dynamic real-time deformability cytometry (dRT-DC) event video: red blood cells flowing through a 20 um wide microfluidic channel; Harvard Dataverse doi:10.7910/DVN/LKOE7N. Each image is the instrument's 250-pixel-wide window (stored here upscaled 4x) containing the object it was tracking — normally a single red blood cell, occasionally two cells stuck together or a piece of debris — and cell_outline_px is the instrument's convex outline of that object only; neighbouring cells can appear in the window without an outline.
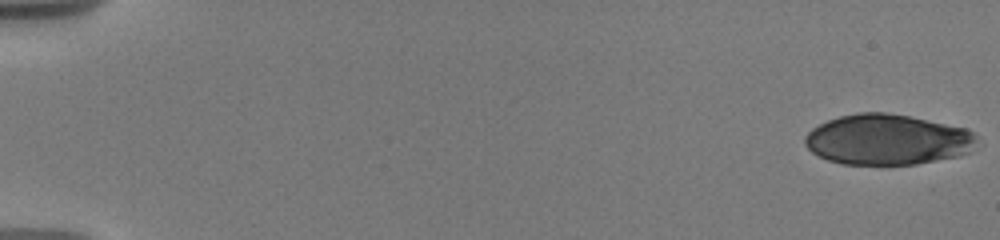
{"species": "human", "species_latin": "Homo sapiens", "temperature_condition": "warm", "stored_images_in_passage": 15, "camera_frame_rate_fps": 3000, "um_per_image_px": 0.085, "donor": {"sex": "male"}, "frame": {"image": 1, "passage_image": 1, "time_ms": 0.0, "image_size_px": [1000, 240], "cell_outline_px": [[984, 144], [960, 156], [916, 164], [840, 164], [828, 160], [812, 152], [804, 144], [804, 136], [812, 128], [828, 120], [840, 116], [860, 112], [884, 112], [908, 116], [964, 128], [980, 136]], "centroid_in_image_um": [75.5, 11.87], "position_along_channel_um": 9.5, "area_um2": 51.04}}
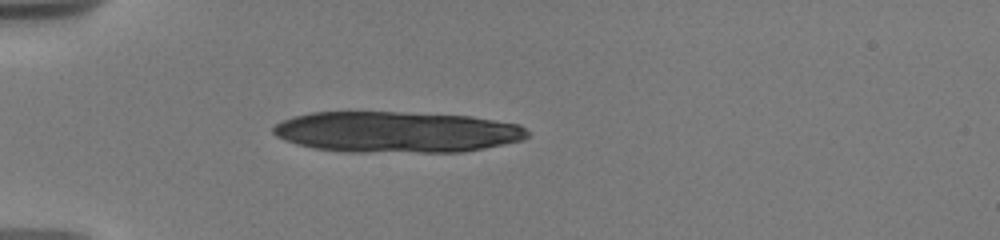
{"frame": {"image": 2, "passage_image": 9, "time_ms": 5.333, "image_size_px": [1000, 240], "cell_outline_px": [[528, 136], [524, 140], [464, 152], [344, 152], [316, 148], [296, 144], [284, 140], [276, 136], [272, 132], [272, 128], [276, 124], [292, 116], [312, 112], [404, 112], [472, 116], [520, 124], [528, 132]], "centroid_in_image_um": [33.72, 11.22], "position_along_channel_um": 51.3, "area_um2": 61.21}}
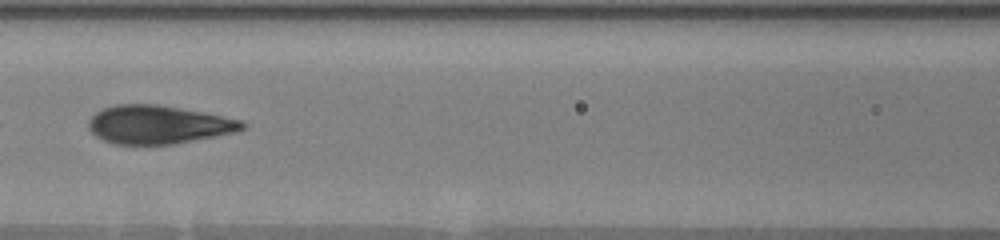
{"frame": {"image": 3, "passage_image": 14, "time_ms": 9.0, "image_size_px": [1000, 240], "cell_outline_px": [[244, 128], [240, 132], [172, 144], [112, 144], [96, 136], [88, 128], [88, 120], [96, 112], [104, 108], [116, 104], [156, 104], [200, 112], [240, 120], [244, 124]], "centroid_in_image_um": [13.42, 10.6], "position_along_channel_um": 153.2, "area_um2": 34.1}}